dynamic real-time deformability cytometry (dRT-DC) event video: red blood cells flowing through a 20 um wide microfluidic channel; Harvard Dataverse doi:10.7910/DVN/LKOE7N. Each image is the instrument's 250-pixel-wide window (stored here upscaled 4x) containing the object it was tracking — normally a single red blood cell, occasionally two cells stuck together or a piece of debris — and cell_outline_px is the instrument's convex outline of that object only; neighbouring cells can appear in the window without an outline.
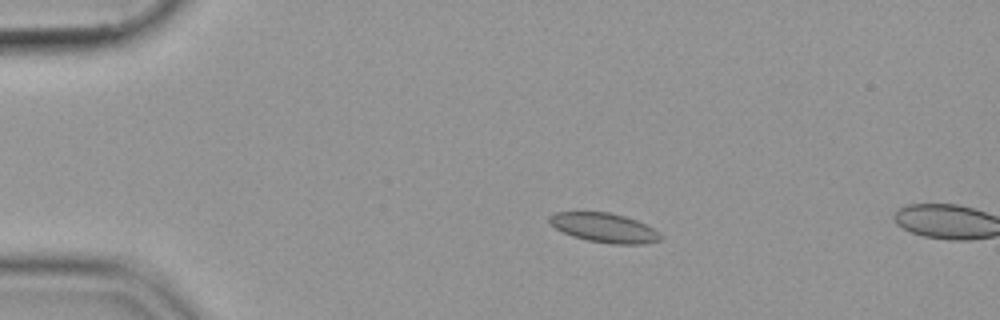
{"species": "common noctule bat (a hibernating species)", "species_latin": "Nyctalus noctula", "temperature_condition": "cold", "stored_images_in_passage": 13, "camera_frame_rate_fps": 3000, "um_per_image_px": 0.085, "animal": {"sex": "female", "body_mass_g": 19.9}, "frame": {"image": 1, "passage_image": 11, "time_ms": 3.333, "image_size_px": [1000, 320], "cell_outline_px": [[664, 236], [660, 240], [644, 244], [612, 244], [588, 240], [572, 236], [556, 228], [548, 220], [548, 216], [556, 212], [608, 212], [624, 216], [636, 220], [660, 232]], "centroid_in_image_um": [51.39, 19.36], "position_along_channel_um": 33.6, "area_um2": 18.9}}